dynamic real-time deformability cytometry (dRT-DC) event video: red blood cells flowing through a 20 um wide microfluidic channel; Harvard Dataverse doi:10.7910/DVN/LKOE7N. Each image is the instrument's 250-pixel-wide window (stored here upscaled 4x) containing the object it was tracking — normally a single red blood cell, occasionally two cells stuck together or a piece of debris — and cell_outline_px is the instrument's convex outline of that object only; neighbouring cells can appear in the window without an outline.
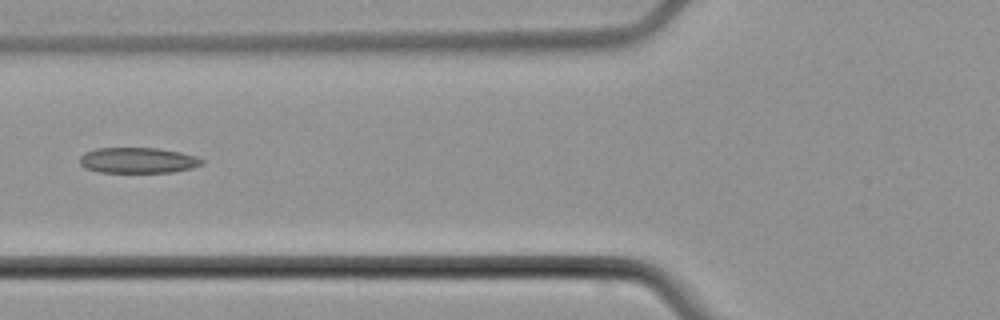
{"species": "common noctule bat (a hibernating species)", "species_latin": "Nyctalus noctula", "temperature_condition": "cold", "stored_images_in_passage": 5, "camera_frame_rate_fps": 3000, "um_per_image_px": 0.085, "animal": {"sex": "male", "body_mass_g": 21.5, "forearm_length_mm": 52.0}, "frame": {"image": 1, "passage_image": 5, "time_ms": 7.0, "image_size_px": [1000, 320], "cell_outline_px": [[204, 164], [192, 168], [172, 172], [96, 172], [84, 168], [80, 164], [80, 156], [84, 152], [96, 148], [156, 148], [180, 152], [196, 156], [204, 160]], "centroid_in_image_um": [11.7, 13.63], "position_along_channel_um": 114.1, "area_um2": 18.38}}